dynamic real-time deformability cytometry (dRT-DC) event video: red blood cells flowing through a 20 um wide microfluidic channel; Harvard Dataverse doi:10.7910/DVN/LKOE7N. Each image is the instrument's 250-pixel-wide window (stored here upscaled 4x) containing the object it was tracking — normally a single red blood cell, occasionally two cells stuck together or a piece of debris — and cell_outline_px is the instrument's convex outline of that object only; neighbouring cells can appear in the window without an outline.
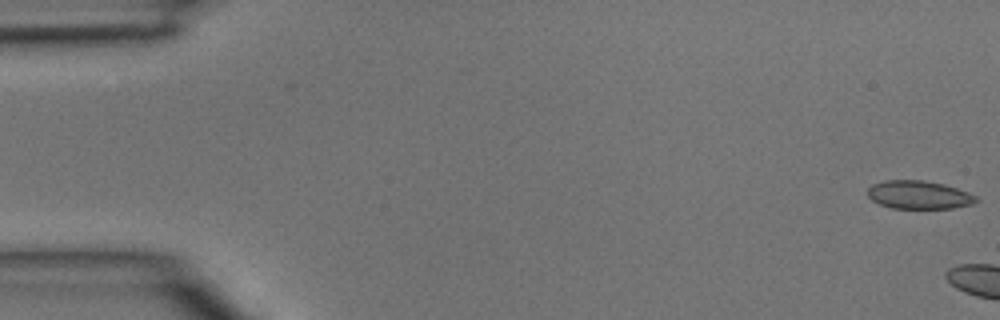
{"species": "common noctule bat (a hibernating species)", "species_latin": "Nyctalus noctula", "temperature_condition": "room temperature", "stored_images_in_passage": 7, "camera_frame_rate_fps": 3000, "um_per_image_px": 0.085, "animal": {"sex": "male", "body_mass_g": 15.6}, "frame": {"image": 1, "passage_image": 1, "time_ms": 0.0, "image_size_px": [1000, 320], "cell_outline_px": [[980, 200], [972, 204], [952, 208], [892, 208], [880, 204], [872, 200], [868, 196], [868, 188], [872, 184], [884, 180], [924, 180], [944, 184], [968, 192], [976, 196]], "centroid_in_image_um": [78.11, 16.55], "position_along_channel_um": 6.9, "area_um2": 17.86}}